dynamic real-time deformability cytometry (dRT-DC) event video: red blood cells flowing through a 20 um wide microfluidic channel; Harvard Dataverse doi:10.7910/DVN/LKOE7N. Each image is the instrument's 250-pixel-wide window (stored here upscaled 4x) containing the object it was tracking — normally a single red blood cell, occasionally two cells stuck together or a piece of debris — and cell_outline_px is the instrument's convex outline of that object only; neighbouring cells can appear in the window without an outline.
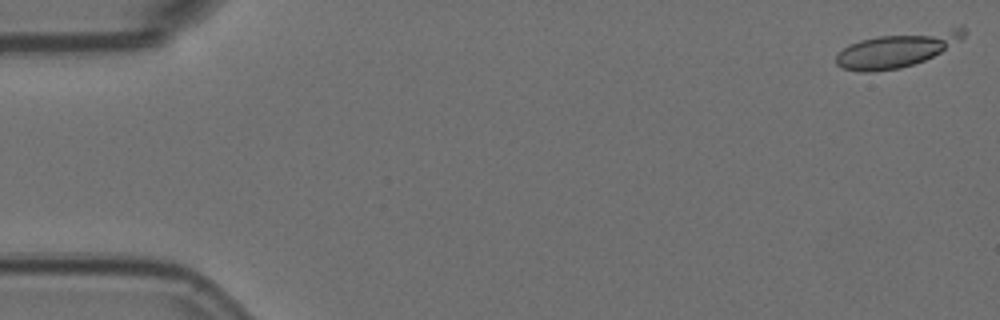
{"species": "Egyptian fruit bat (a non-hibernating species)", "species_latin": "Rousettus aegyptiacus", "temperature_condition": "room temperature", "stored_images_in_passage": 6, "camera_frame_rate_fps": 3000, "um_per_image_px": 0.085, "animal": {"sex": "female"}, "frame": {"image": 1, "passage_image": 1, "time_ms": 0.0, "image_size_px": [1000, 320], "cell_outline_px": [[964, 36], [960, 40], [940, 52], [924, 60], [900, 68], [872, 72], [860, 72], [844, 68], [836, 64], [836, 52], [848, 44], [860, 40], [880, 36], [960, 24], [964, 28]], "centroid_in_image_um": [76.28, 4.17], "position_along_channel_um": 8.7, "area_um2": 26.24}}
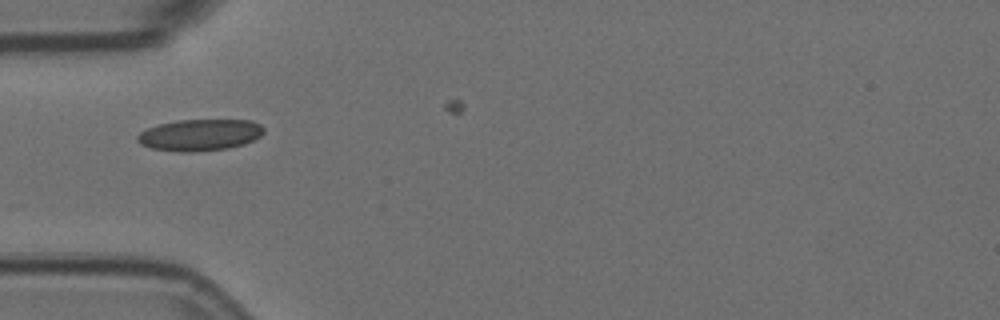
{"frame": {"image": 2, "passage_image": 5, "time_ms": 1.333, "image_size_px": [1000, 320], "cell_outline_px": [[264, 132], [260, 136], [244, 144], [228, 148], [192, 152], [180, 152], [152, 148], [140, 144], [136, 140], [136, 136], [140, 132], [148, 128], [160, 124], [180, 120], [252, 120], [260, 124], [264, 128]], "centroid_in_image_um": [16.99, 11.47], "position_along_channel_um": 68.0, "area_um2": 23.18}}